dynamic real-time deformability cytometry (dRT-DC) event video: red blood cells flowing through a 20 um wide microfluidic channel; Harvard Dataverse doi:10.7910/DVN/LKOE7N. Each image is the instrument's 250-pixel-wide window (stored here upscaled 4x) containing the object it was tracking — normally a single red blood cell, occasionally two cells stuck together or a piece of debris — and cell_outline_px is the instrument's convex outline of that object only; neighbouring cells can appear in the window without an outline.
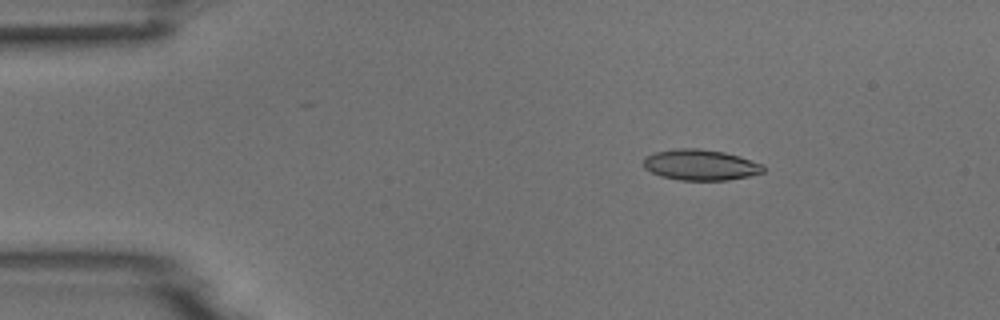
{"species": "common noctule bat (a hibernating species)", "species_latin": "Nyctalus noctula", "temperature_condition": "room temperature", "stored_images_in_passage": 5, "camera_frame_rate_fps": 3000, "um_per_image_px": 0.085, "animal": {"sex": "male", "body_mass_g": 18.8}, "frame": {"image": 1, "passage_image": 3, "time_ms": 2.333, "image_size_px": [1000, 320], "cell_outline_px": [[764, 172], [748, 176], [728, 180], [680, 180], [660, 176], [644, 168], [644, 156], [656, 152], [676, 148], [700, 148], [724, 152], [740, 156], [764, 164]], "centroid_in_image_um": [59.55, 14.01], "position_along_channel_um": 25.5, "area_um2": 21.62}}